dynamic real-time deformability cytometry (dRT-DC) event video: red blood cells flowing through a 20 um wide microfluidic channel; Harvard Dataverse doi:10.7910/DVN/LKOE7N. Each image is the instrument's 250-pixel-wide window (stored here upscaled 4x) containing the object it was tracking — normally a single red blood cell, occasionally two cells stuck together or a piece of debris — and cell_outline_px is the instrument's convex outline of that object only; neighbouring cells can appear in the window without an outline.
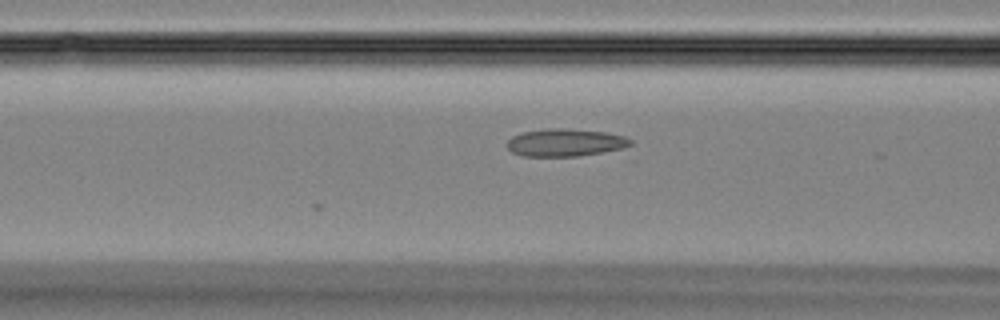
{"species": "Egyptian fruit bat (a non-hibernating species)", "species_latin": "Rousettus aegyptiacus", "temperature_condition": "room temperature", "stored_images_in_passage": 50, "camera_frame_rate_fps": 3000, "um_per_image_px": 0.085, "animal": {"sex": "female"}, "frame": {"image": 1, "passage_image": 20, "time_ms": 6.333, "image_size_px": [1000, 320], "cell_outline_px": [[632, 144], [628, 152], [576, 156], [520, 156], [512, 152], [508, 148], [508, 140], [512, 136], [524, 132], [548, 128], [564, 128], [608, 132], [624, 136], [632, 140]], "centroid_in_image_um": [48.24, 12.14], "position_along_channel_um": 118.4, "area_um2": 20.75}}
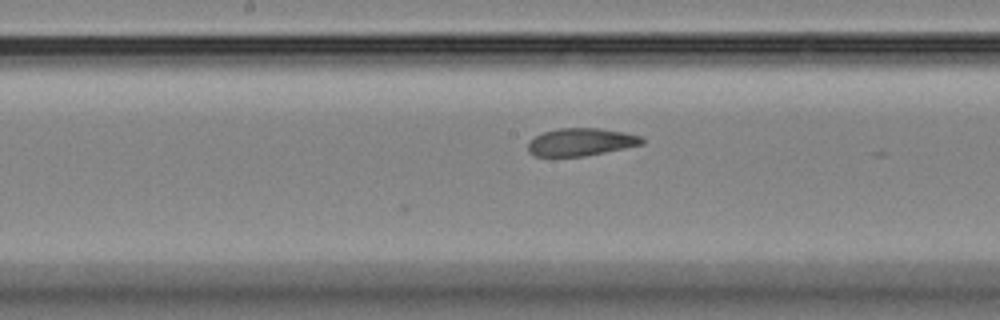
{"frame": {"image": 2, "passage_image": 26, "time_ms": 8.333, "image_size_px": [1000, 320], "cell_outline_px": [[644, 144], [584, 156], [536, 156], [528, 152], [528, 144], [536, 136], [544, 132], [560, 128], [600, 128], [624, 132], [640, 136], [644, 140]], "centroid_in_image_um": [49.39, 12.07], "position_along_channel_um": 198.8, "area_um2": 18.15}}
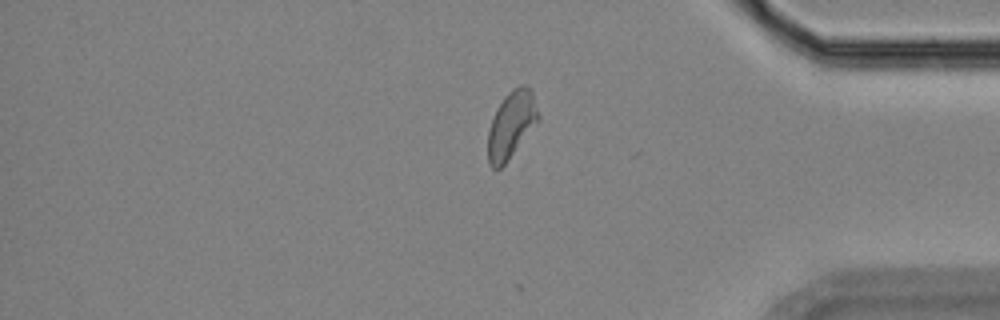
{"frame": {"image": 3, "passage_image": 42, "time_ms": 13.667, "image_size_px": [1000, 320], "cell_outline_px": [[540, 120], [508, 160], [500, 168], [492, 168], [488, 164], [488, 132], [492, 120], [504, 96], [512, 88], [520, 84], [524, 84], [532, 92], [540, 116]], "centroid_in_image_um": [43.48, 10.6], "position_along_channel_um": 391.7, "area_um2": 19.54}}